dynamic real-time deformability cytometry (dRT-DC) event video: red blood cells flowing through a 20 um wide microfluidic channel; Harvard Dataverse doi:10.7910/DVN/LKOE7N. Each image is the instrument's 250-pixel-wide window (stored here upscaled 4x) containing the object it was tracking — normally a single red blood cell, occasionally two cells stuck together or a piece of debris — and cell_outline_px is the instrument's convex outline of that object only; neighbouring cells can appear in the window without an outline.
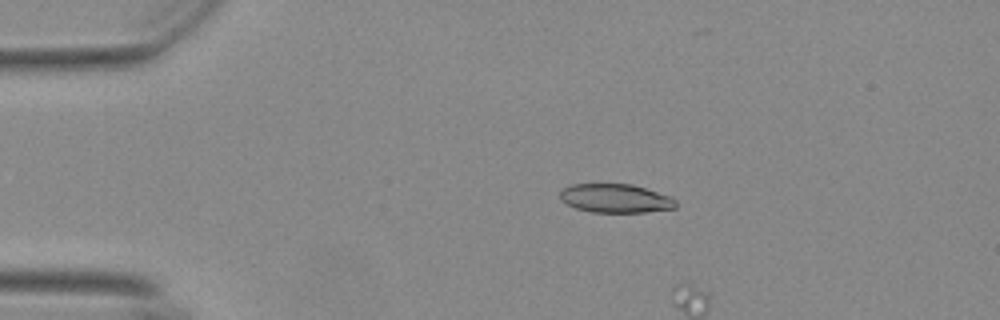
{"species": "Egyptian fruit bat (a non-hibernating species)", "species_latin": "Rousettus aegyptiacus", "temperature_condition": "warm", "stored_images_in_passage": 13, "camera_frame_rate_fps": 3000, "um_per_image_px": 0.085, "animal": {"sex": "female"}, "frame": {"image": 1, "passage_image": 11, "time_ms": 3.333, "image_size_px": [1000, 320], "cell_outline_px": [[676, 208], [644, 212], [592, 212], [576, 208], [560, 200], [560, 192], [564, 188], [572, 184], [632, 184], [668, 196], [676, 200]], "centroid_in_image_um": [52.29, 16.86], "position_along_channel_um": 32.7, "area_um2": 19.19}}